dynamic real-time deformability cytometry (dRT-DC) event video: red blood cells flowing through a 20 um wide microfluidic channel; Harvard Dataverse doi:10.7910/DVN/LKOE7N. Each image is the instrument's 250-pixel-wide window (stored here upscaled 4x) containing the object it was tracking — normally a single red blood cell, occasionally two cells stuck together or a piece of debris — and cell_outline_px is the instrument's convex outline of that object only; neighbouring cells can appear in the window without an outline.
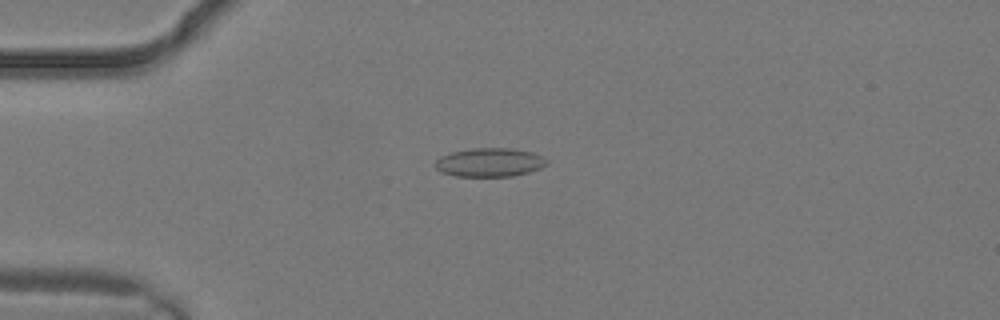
{"species": "common noctule bat (a hibernating species)", "species_latin": "Nyctalus noctula", "temperature_condition": "warm", "stored_images_in_passage": 3, "camera_frame_rate_fps": 3000, "um_per_image_px": 0.085, "animal": {"sex": "male", "body_mass_g": 19.2, "forearm_length_mm": 51.8}, "frame": {"image": 1, "passage_image": 3, "time_ms": 0.667, "image_size_px": [1000, 320], "cell_outline_px": [[548, 164], [540, 168], [528, 172], [512, 176], [456, 176], [440, 172], [432, 164], [440, 156], [452, 152], [472, 148], [508, 148], [532, 152], [548, 160]], "centroid_in_image_um": [41.58, 13.8], "position_along_channel_um": 43.4, "area_um2": 18.67}}